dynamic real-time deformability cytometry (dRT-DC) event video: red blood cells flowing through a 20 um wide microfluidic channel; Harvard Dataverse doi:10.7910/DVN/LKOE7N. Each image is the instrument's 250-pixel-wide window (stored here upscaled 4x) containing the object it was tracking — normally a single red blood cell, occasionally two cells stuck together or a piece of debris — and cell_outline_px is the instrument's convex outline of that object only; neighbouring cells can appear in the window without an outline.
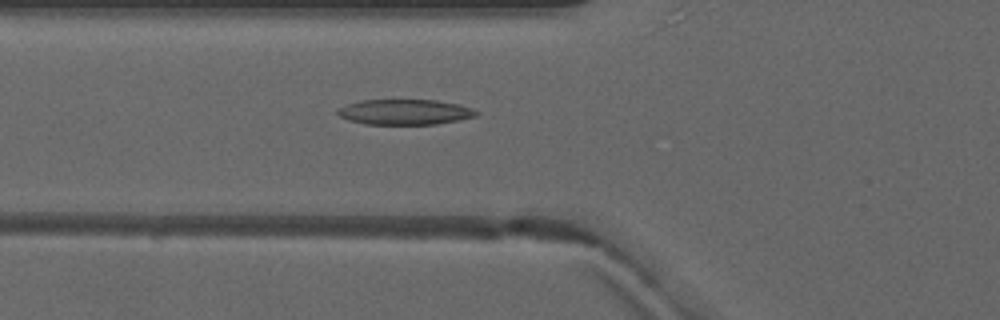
{"species": "common noctule bat (a hibernating species)", "species_latin": "Nyctalus noctula", "temperature_condition": "warm", "stored_images_in_passage": 5, "camera_frame_rate_fps": 3000, "um_per_image_px": 0.085, "animal": {"sex": "male", "forearm_length_mm": 52.5}, "frame": {"image": 1, "passage_image": 5, "time_ms": 6.0, "image_size_px": [1000, 320], "cell_outline_px": [[480, 112], [476, 116], [436, 124], [364, 124], [348, 120], [340, 116], [336, 112], [336, 108], [360, 100], [436, 100], [460, 104], [472, 108]], "centroid_in_image_um": [34.39, 9.51], "position_along_channel_um": 91.4, "area_um2": 20.52}}